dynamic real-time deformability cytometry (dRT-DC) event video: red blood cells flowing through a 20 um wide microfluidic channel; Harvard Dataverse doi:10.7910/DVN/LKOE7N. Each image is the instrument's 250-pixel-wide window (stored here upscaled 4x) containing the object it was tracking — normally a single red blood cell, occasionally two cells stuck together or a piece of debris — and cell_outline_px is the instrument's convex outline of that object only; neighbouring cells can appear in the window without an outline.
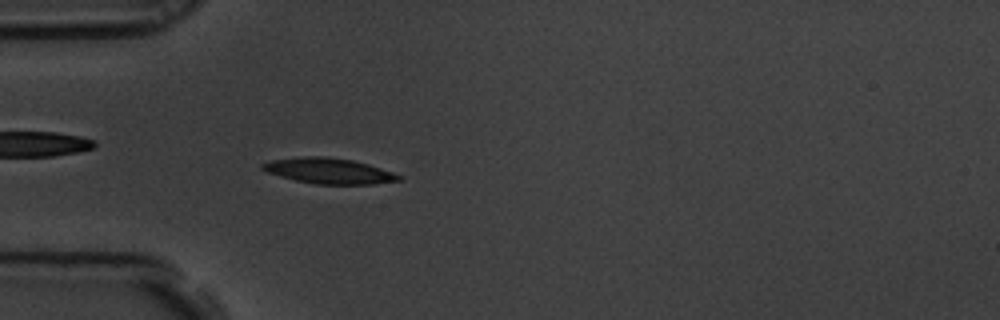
{"species": "common noctule bat (a hibernating species)", "species_latin": "Nyctalus noctula", "temperature_condition": "room temperature", "stored_images_in_passage": 1, "camera_frame_rate_fps": 3000, "um_per_image_px": 0.085, "animal": {"sex": "male", "body_mass_g": 19.5, "forearm_length_mm": 54.6}, "frame": {"image": 1, "passage_image": 1, "time_ms": 0.0, "image_size_px": [1000, 320], "cell_outline_px": [[404, 180], [372, 184], [316, 184], [296, 180], [280, 176], [268, 172], [260, 168], [260, 164], [272, 160], [300, 156], [324, 156], [352, 160], [368, 164], [404, 176]], "centroid_in_image_um": [27.98, 14.52], "position_along_channel_um": 57.0, "area_um2": 20.35}}